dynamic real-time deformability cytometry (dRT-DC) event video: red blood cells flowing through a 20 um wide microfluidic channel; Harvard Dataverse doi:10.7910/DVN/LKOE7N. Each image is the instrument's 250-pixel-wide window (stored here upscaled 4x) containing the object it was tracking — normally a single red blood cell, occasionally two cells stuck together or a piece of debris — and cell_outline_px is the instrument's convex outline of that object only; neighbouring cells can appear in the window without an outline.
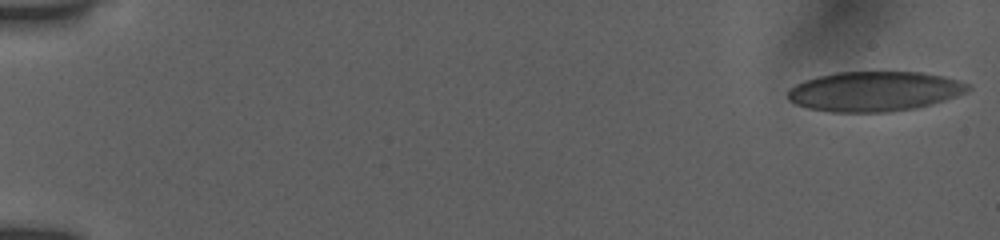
{"species": "human", "species_latin": "Homo sapiens", "temperature_condition": "room temperature", "stored_images_in_passage": 52, "camera_frame_rate_fps": 3000, "um_per_image_px": 0.085, "donor": {"sex": "female"}, "frame": {"image": 1, "passage_image": 1, "time_ms": 0.0, "image_size_px": [1000, 240], "cell_outline_px": [[972, 88], [968, 92], [944, 100], [916, 108], [888, 112], [832, 112], [808, 108], [796, 104], [788, 100], [788, 88], [804, 80], [816, 76], [836, 72], [920, 72], [944, 76], [972, 84]], "centroid_in_image_um": [74.33, 7.76], "position_along_channel_um": 10.7, "area_um2": 42.14}}
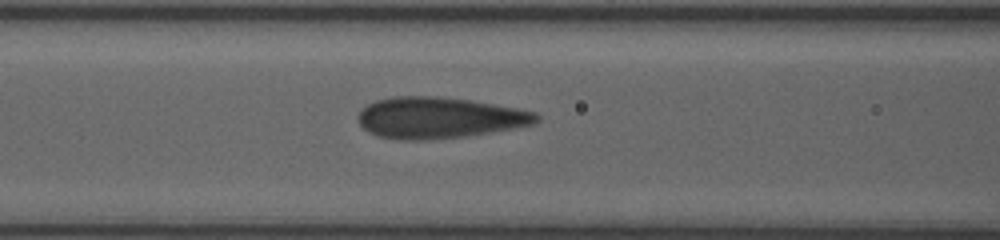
{"frame": {"image": 2, "passage_image": 26, "time_ms": 7.667, "image_size_px": [1000, 240], "cell_outline_px": [[540, 120], [532, 124], [488, 132], [464, 136], [424, 140], [396, 140], [376, 136], [368, 132], [356, 120], [356, 116], [360, 108], [376, 100], [392, 96], [436, 96], [472, 100], [516, 108], [536, 112], [540, 116]], "centroid_in_image_um": [37.24, 10.0], "position_along_channel_um": 129.4, "area_um2": 42.95}}
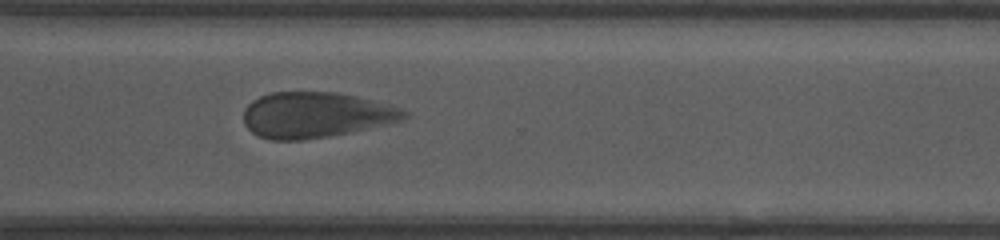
{"frame": {"image": 3, "passage_image": 51, "time_ms": 13.333, "image_size_px": [1000, 240], "cell_outline_px": [[408, 116], [404, 120], [388, 124], [328, 136], [300, 140], [268, 140], [252, 132], [244, 124], [244, 108], [252, 100], [260, 96], [272, 92], [336, 92], [356, 96], [400, 108], [408, 112]], "centroid_in_image_um": [26.81, 9.77], "position_along_channel_um": 343.8, "area_um2": 42.54}}